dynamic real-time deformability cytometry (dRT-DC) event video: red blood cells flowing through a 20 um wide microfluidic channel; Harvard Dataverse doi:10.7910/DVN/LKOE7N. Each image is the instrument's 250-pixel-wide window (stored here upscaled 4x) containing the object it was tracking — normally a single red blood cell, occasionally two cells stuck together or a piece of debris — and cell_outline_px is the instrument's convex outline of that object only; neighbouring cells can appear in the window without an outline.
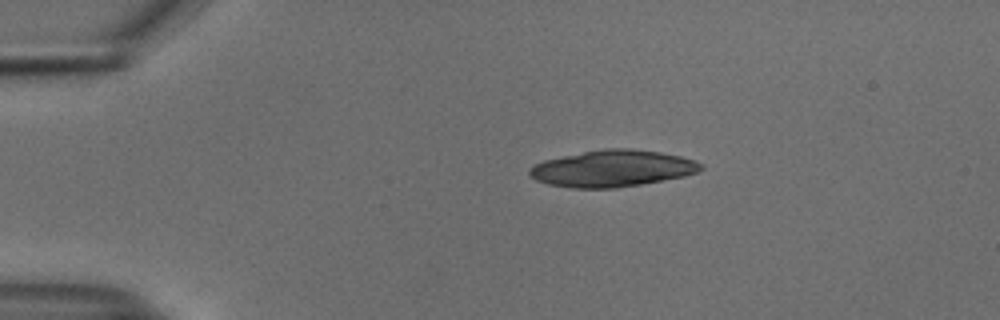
{"species": "common noctule bat (a hibernating species)", "species_latin": "Nyctalus noctula", "temperature_condition": "cold", "stored_images_in_passage": 43, "camera_frame_rate_fps": 3000, "um_per_image_px": 0.085, "animal": {"sex": "male", "body_mass_g": 18.8}, "frame": {"image": 1, "passage_image": 1, "time_ms": 0.0, "image_size_px": [1000, 320], "cell_outline_px": [[704, 168], [696, 172], [684, 176], [640, 184], [616, 188], [572, 188], [548, 184], [536, 180], [528, 172], [528, 168], [544, 160], [604, 148], [628, 148], [660, 152], [680, 156], [696, 160], [704, 164]], "centroid_in_image_um": [52.08, 14.32], "position_along_channel_um": 32.9, "area_um2": 36.41}}